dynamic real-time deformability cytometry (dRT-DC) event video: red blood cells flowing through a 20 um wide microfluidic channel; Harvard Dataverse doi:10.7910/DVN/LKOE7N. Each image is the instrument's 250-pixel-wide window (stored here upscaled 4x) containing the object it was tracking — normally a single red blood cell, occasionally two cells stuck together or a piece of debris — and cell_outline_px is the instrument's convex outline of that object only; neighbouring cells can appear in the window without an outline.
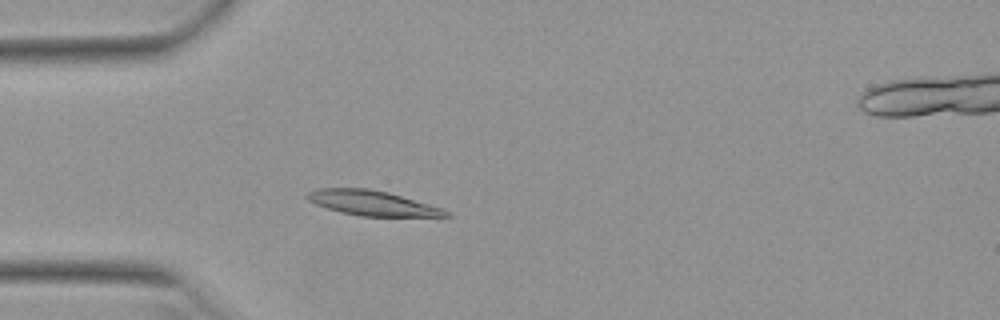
{"species": "Egyptian fruit bat (a non-hibernating species)", "species_latin": "Rousettus aegyptiacus", "temperature_condition": "warm", "stored_images_in_passage": 52, "segment_of_instrument_passage": [1, 2], "camera_frame_rate_fps": 3000, "um_per_image_px": 0.085, "animal": {"sex": "female"}, "frame": {"image": 1, "passage_image": 14, "time_ms": 4.333, "image_size_px": [1000, 320], "cell_outline_px": [[452, 216], [360, 216], [340, 212], [316, 204], [308, 200], [304, 196], [308, 192], [316, 188], [368, 188], [388, 192], [444, 208]], "centroid_in_image_um": [31.62, 17.25], "position_along_channel_um": 53.4, "area_um2": 20.11}}
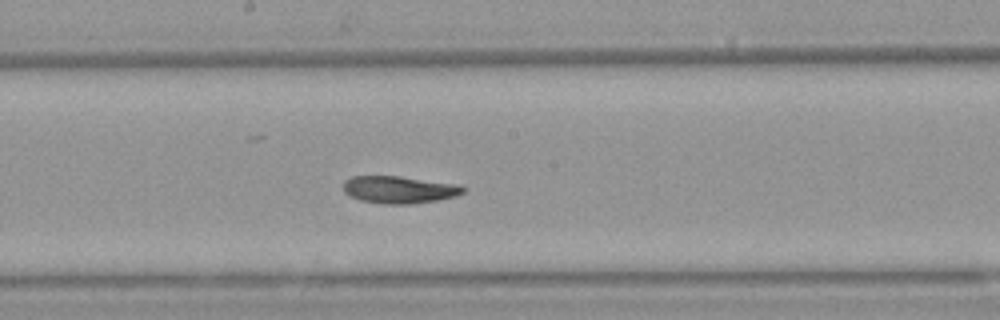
{"frame": {"image": 2, "passage_image": 27, "time_ms": 8.667, "image_size_px": [1000, 320], "cell_outline_px": [[464, 192], [456, 196], [436, 200], [412, 204], [380, 204], [360, 200], [348, 196], [344, 192], [344, 180], [352, 176], [400, 176], [460, 184], [464, 188]], "centroid_in_image_um": [33.91, 16.12], "position_along_channel_um": 214.3, "area_um2": 19.25}}
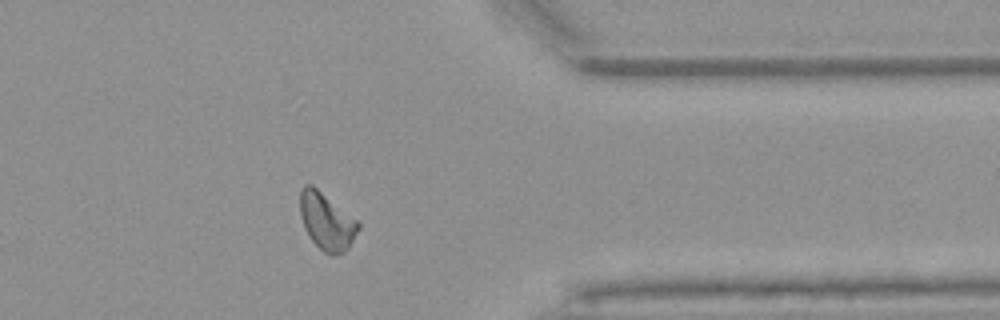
{"frame": {"image": 3, "passage_image": 41, "time_ms": 13.333, "image_size_px": [1000, 320], "cell_outline_px": [[360, 228], [348, 248], [344, 252], [332, 256], [324, 252], [308, 236], [304, 228], [300, 216], [300, 192], [304, 184], [312, 184], [356, 220], [360, 224]], "centroid_in_image_um": [27.74, 18.82], "position_along_channel_um": 383.7, "area_um2": 19.19}}